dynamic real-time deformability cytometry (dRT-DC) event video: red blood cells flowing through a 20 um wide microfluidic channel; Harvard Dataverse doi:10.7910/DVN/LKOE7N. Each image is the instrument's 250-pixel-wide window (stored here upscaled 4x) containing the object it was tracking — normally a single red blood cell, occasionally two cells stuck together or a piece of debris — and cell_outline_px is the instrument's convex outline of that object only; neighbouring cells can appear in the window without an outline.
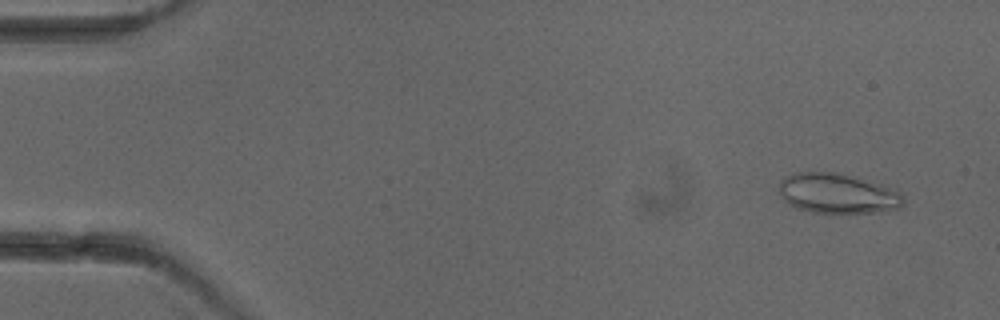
{"species": "common noctule bat (a hibernating species)", "species_latin": "Nyctalus noctula", "temperature_condition": "cold", "stored_images_in_passage": 4, "camera_frame_rate_fps": 3000, "um_per_image_px": 0.085, "animal": {"sex": "female"}, "frame": {"image": 1, "passage_image": 2, "time_ms": 1.0, "image_size_px": [1000, 320], "cell_outline_px": [[904, 204], [900, 208], [872, 212], [812, 212], [796, 208], [788, 204], [784, 200], [780, 192], [780, 180], [784, 176], [796, 172], [836, 172], [880, 184], [904, 196]], "centroid_in_image_um": [71.14, 16.44], "position_along_channel_um": 13.9, "area_um2": 28.55}}